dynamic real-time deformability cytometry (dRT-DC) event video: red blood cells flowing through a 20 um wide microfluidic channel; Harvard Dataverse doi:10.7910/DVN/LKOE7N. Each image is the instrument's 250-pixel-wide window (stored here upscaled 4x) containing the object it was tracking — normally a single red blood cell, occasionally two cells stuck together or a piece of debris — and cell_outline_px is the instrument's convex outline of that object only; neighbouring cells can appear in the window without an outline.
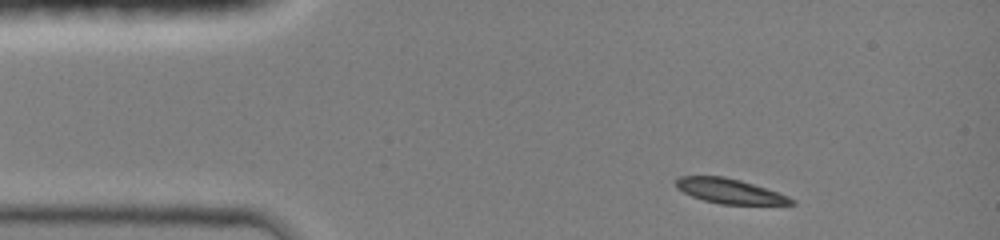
{"species": "common noctule bat (a hibernating species)", "species_latin": "Nyctalus noctula", "temperature_condition": "room temperature", "stored_images_in_passage": 37, "camera_frame_rate_fps": 3000, "um_per_image_px": 0.085, "animal": {"sex": "female", "body_mass_g": 19.0, "forearm_length_mm": 51.5}, "frame": {"image": 1, "passage_image": 1, "time_ms": 0.0, "image_size_px": [1000, 240], "cell_outline_px": [[796, 204], [720, 204], [704, 200], [692, 196], [676, 188], [676, 180], [680, 176], [724, 176], [740, 180], [788, 196], [796, 200]], "centroid_in_image_um": [62.01, 16.24], "position_along_channel_um": 23.0, "area_um2": 16.42}}
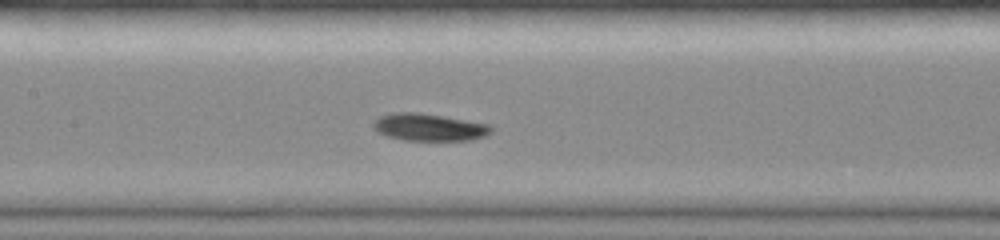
{"frame": {"image": 2, "passage_image": 16, "time_ms": 5.0, "image_size_px": [1000, 240], "cell_outline_px": [[492, 132], [484, 136], [472, 140], [404, 140], [388, 136], [372, 128], [372, 124], [380, 116], [392, 112], [416, 112], [492, 124]], "centroid_in_image_um": [36.5, 10.81], "position_along_channel_um": 170.9, "area_um2": 18.67}}
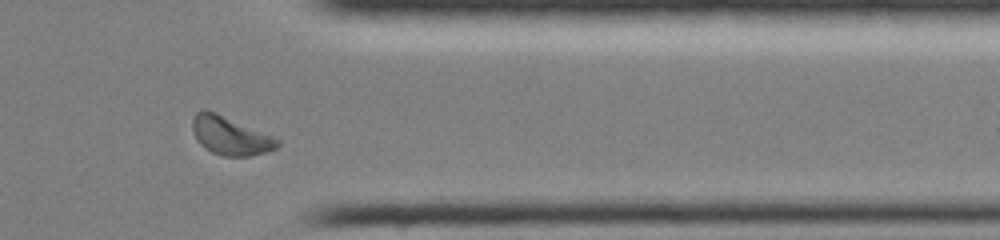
{"frame": {"image": 3, "passage_image": 32, "time_ms": 10.333, "image_size_px": [1000, 240], "cell_outline_px": [[280, 144], [276, 148], [268, 152], [248, 156], [224, 156], [212, 152], [204, 148], [196, 140], [192, 128], [192, 120], [196, 112], [204, 108], [216, 112], [272, 136], [280, 140]], "centroid_in_image_um": [19.55, 11.53], "position_along_channel_um": 391.9, "area_um2": 19.02}, "authors_computed_cell_mechanics": {"area_um2": 18.1492, "velocity_mm_per_s": 4.1575, "shape_relaxation_time_tau1_ms": 3.7428, "shape_relaxation_time_tau2_ms": 7.0706, "deformation_change_tau1": 0.1123, "deformation_change_tau2": 0.1708}}